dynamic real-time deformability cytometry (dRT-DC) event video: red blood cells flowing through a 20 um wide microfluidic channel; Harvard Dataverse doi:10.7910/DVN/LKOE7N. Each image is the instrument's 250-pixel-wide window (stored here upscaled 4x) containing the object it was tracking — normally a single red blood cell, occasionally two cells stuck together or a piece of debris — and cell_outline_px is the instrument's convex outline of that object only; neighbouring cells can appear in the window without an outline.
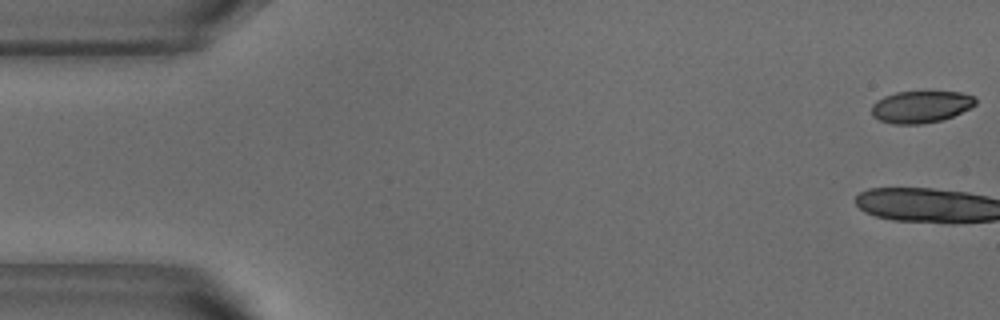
{"species": "common noctule bat (a hibernating species)", "species_latin": "Nyctalus noctula", "temperature_condition": "warm", "stored_images_in_passage": 15, "camera_frame_rate_fps": 3000, "um_per_image_px": 0.085, "animal": {"sex": "male", "body_mass_g": 18.8}, "frame": {"image": 1, "passage_image": 1, "time_ms": 0.0, "image_size_px": [1000, 320], "cell_outline_px": [[976, 104], [952, 116], [940, 120], [920, 124], [892, 124], [880, 120], [872, 116], [872, 104], [876, 100], [884, 96], [896, 92], [960, 92], [972, 96], [976, 100]], "centroid_in_image_um": [78.22, 9.07], "position_along_channel_um": 6.8, "area_um2": 19.13}}